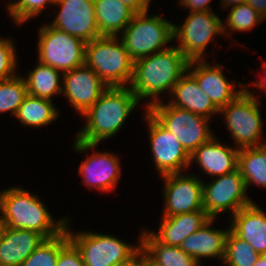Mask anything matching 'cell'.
<instances>
[{"label":"cell","mask_w":266,"mask_h":266,"mask_svg":"<svg viewBox=\"0 0 266 266\" xmlns=\"http://www.w3.org/2000/svg\"><path fill=\"white\" fill-rule=\"evenodd\" d=\"M238 154V148L222 144L214 135L190 155L189 167L195 163L203 175L222 176L238 169Z\"/></svg>","instance_id":"ac0fdd59"},{"label":"cell","mask_w":266,"mask_h":266,"mask_svg":"<svg viewBox=\"0 0 266 266\" xmlns=\"http://www.w3.org/2000/svg\"><path fill=\"white\" fill-rule=\"evenodd\" d=\"M230 219V230L258 254H266V211L255 201L237 211Z\"/></svg>","instance_id":"ffe728a7"},{"label":"cell","mask_w":266,"mask_h":266,"mask_svg":"<svg viewBox=\"0 0 266 266\" xmlns=\"http://www.w3.org/2000/svg\"><path fill=\"white\" fill-rule=\"evenodd\" d=\"M228 10L229 12L223 22V33L225 38L230 36L229 38L231 39V33L233 34V32H249L265 21L248 3L229 7Z\"/></svg>","instance_id":"f1b7e54d"},{"label":"cell","mask_w":266,"mask_h":266,"mask_svg":"<svg viewBox=\"0 0 266 266\" xmlns=\"http://www.w3.org/2000/svg\"><path fill=\"white\" fill-rule=\"evenodd\" d=\"M247 3L266 19V0H247Z\"/></svg>","instance_id":"74e56055"},{"label":"cell","mask_w":266,"mask_h":266,"mask_svg":"<svg viewBox=\"0 0 266 266\" xmlns=\"http://www.w3.org/2000/svg\"><path fill=\"white\" fill-rule=\"evenodd\" d=\"M143 266H156L154 264H152L145 256L144 254V265Z\"/></svg>","instance_id":"f6af8a7d"},{"label":"cell","mask_w":266,"mask_h":266,"mask_svg":"<svg viewBox=\"0 0 266 266\" xmlns=\"http://www.w3.org/2000/svg\"><path fill=\"white\" fill-rule=\"evenodd\" d=\"M58 110L53 101L27 94L15 119H18L21 126L41 129L60 117Z\"/></svg>","instance_id":"484cf974"},{"label":"cell","mask_w":266,"mask_h":266,"mask_svg":"<svg viewBox=\"0 0 266 266\" xmlns=\"http://www.w3.org/2000/svg\"><path fill=\"white\" fill-rule=\"evenodd\" d=\"M54 0H18L7 12L15 26H20L43 13Z\"/></svg>","instance_id":"d6a6232c"},{"label":"cell","mask_w":266,"mask_h":266,"mask_svg":"<svg viewBox=\"0 0 266 266\" xmlns=\"http://www.w3.org/2000/svg\"><path fill=\"white\" fill-rule=\"evenodd\" d=\"M261 69L265 71V69H266V61L263 62V64L261 65ZM264 73H266V72L262 73L264 76L262 75L260 80H254L253 79V81H252L253 83L251 82L249 84L250 86L256 87L257 90L258 89H260L261 91L263 90L262 93L266 91V75Z\"/></svg>","instance_id":"ab89813d"},{"label":"cell","mask_w":266,"mask_h":266,"mask_svg":"<svg viewBox=\"0 0 266 266\" xmlns=\"http://www.w3.org/2000/svg\"><path fill=\"white\" fill-rule=\"evenodd\" d=\"M259 257L260 254L254 251L248 242L229 231L222 261L224 266H254Z\"/></svg>","instance_id":"4dcf8cb0"},{"label":"cell","mask_w":266,"mask_h":266,"mask_svg":"<svg viewBox=\"0 0 266 266\" xmlns=\"http://www.w3.org/2000/svg\"><path fill=\"white\" fill-rule=\"evenodd\" d=\"M170 95L167 103L171 106L189 110L210 120L219 114V110L188 71L175 84Z\"/></svg>","instance_id":"44dd1931"},{"label":"cell","mask_w":266,"mask_h":266,"mask_svg":"<svg viewBox=\"0 0 266 266\" xmlns=\"http://www.w3.org/2000/svg\"><path fill=\"white\" fill-rule=\"evenodd\" d=\"M238 169L247 191L253 185L266 189V144L239 149Z\"/></svg>","instance_id":"83f0119b"},{"label":"cell","mask_w":266,"mask_h":266,"mask_svg":"<svg viewBox=\"0 0 266 266\" xmlns=\"http://www.w3.org/2000/svg\"><path fill=\"white\" fill-rule=\"evenodd\" d=\"M74 141V151L87 155L78 167V173L81 174V179L83 178L82 186L92 190L96 189L100 193H111L115 190L122 175L121 161L118 155L114 154V151H96L99 144L80 142L77 139ZM91 150L92 153H90Z\"/></svg>","instance_id":"7c38bea8"},{"label":"cell","mask_w":266,"mask_h":266,"mask_svg":"<svg viewBox=\"0 0 266 266\" xmlns=\"http://www.w3.org/2000/svg\"><path fill=\"white\" fill-rule=\"evenodd\" d=\"M212 0H178V4L189 11H213L209 5Z\"/></svg>","instance_id":"d590c367"},{"label":"cell","mask_w":266,"mask_h":266,"mask_svg":"<svg viewBox=\"0 0 266 266\" xmlns=\"http://www.w3.org/2000/svg\"><path fill=\"white\" fill-rule=\"evenodd\" d=\"M141 250L146 258L156 266H201L180 247L159 242L149 232V227L141 231Z\"/></svg>","instance_id":"d4e9b609"},{"label":"cell","mask_w":266,"mask_h":266,"mask_svg":"<svg viewBox=\"0 0 266 266\" xmlns=\"http://www.w3.org/2000/svg\"><path fill=\"white\" fill-rule=\"evenodd\" d=\"M53 28L75 36L84 42L100 37L96 24L94 0H57Z\"/></svg>","instance_id":"9a60e30c"},{"label":"cell","mask_w":266,"mask_h":266,"mask_svg":"<svg viewBox=\"0 0 266 266\" xmlns=\"http://www.w3.org/2000/svg\"><path fill=\"white\" fill-rule=\"evenodd\" d=\"M45 239L33 230L6 227L0 244V266H21Z\"/></svg>","instance_id":"7402d4cb"},{"label":"cell","mask_w":266,"mask_h":266,"mask_svg":"<svg viewBox=\"0 0 266 266\" xmlns=\"http://www.w3.org/2000/svg\"><path fill=\"white\" fill-rule=\"evenodd\" d=\"M71 218L67 220L65 229L69 240L80 251L85 266H117L129 261L141 250V234L137 244L119 239L118 236L95 231H72ZM132 244V245H131Z\"/></svg>","instance_id":"8992f818"},{"label":"cell","mask_w":266,"mask_h":266,"mask_svg":"<svg viewBox=\"0 0 266 266\" xmlns=\"http://www.w3.org/2000/svg\"><path fill=\"white\" fill-rule=\"evenodd\" d=\"M13 38L2 37L0 39V80L10 79L18 74V57Z\"/></svg>","instance_id":"836d02e7"},{"label":"cell","mask_w":266,"mask_h":266,"mask_svg":"<svg viewBox=\"0 0 266 266\" xmlns=\"http://www.w3.org/2000/svg\"><path fill=\"white\" fill-rule=\"evenodd\" d=\"M94 7L100 36H119L135 15L120 0H94Z\"/></svg>","instance_id":"cb8c5ba5"},{"label":"cell","mask_w":266,"mask_h":266,"mask_svg":"<svg viewBox=\"0 0 266 266\" xmlns=\"http://www.w3.org/2000/svg\"><path fill=\"white\" fill-rule=\"evenodd\" d=\"M144 265V252L140 250L129 261L118 264L117 266H143Z\"/></svg>","instance_id":"f35d334b"},{"label":"cell","mask_w":266,"mask_h":266,"mask_svg":"<svg viewBox=\"0 0 266 266\" xmlns=\"http://www.w3.org/2000/svg\"><path fill=\"white\" fill-rule=\"evenodd\" d=\"M38 30L37 61L62 73L84 65L86 42L48 23Z\"/></svg>","instance_id":"30bf717a"},{"label":"cell","mask_w":266,"mask_h":266,"mask_svg":"<svg viewBox=\"0 0 266 266\" xmlns=\"http://www.w3.org/2000/svg\"><path fill=\"white\" fill-rule=\"evenodd\" d=\"M140 102L129 87H109L81 116L84 126L75 139L89 144H100L116 136Z\"/></svg>","instance_id":"7a4b0ae2"},{"label":"cell","mask_w":266,"mask_h":266,"mask_svg":"<svg viewBox=\"0 0 266 266\" xmlns=\"http://www.w3.org/2000/svg\"><path fill=\"white\" fill-rule=\"evenodd\" d=\"M18 0H13V1H11V0H9L8 1V4H6L7 5V7H6V11L8 12L10 9H11V7L12 6H14V4L17 2Z\"/></svg>","instance_id":"ee69618b"},{"label":"cell","mask_w":266,"mask_h":266,"mask_svg":"<svg viewBox=\"0 0 266 266\" xmlns=\"http://www.w3.org/2000/svg\"><path fill=\"white\" fill-rule=\"evenodd\" d=\"M69 241L66 229L56 237L45 239L21 266H56L59 251Z\"/></svg>","instance_id":"1f68e13d"},{"label":"cell","mask_w":266,"mask_h":266,"mask_svg":"<svg viewBox=\"0 0 266 266\" xmlns=\"http://www.w3.org/2000/svg\"><path fill=\"white\" fill-rule=\"evenodd\" d=\"M216 219L210 218L203 226H201L193 234L186 237L180 248L190 256H192L201 266L203 258H212L222 261L225 255L226 238L230 231L228 229L213 228Z\"/></svg>","instance_id":"d6986e66"},{"label":"cell","mask_w":266,"mask_h":266,"mask_svg":"<svg viewBox=\"0 0 266 266\" xmlns=\"http://www.w3.org/2000/svg\"><path fill=\"white\" fill-rule=\"evenodd\" d=\"M36 64L23 76L28 94L53 101L56 94H62L63 73L39 61Z\"/></svg>","instance_id":"4316f807"},{"label":"cell","mask_w":266,"mask_h":266,"mask_svg":"<svg viewBox=\"0 0 266 266\" xmlns=\"http://www.w3.org/2000/svg\"><path fill=\"white\" fill-rule=\"evenodd\" d=\"M189 60L173 44L165 50L156 52L134 62L130 90L145 109L162 101V94L170 96L175 84L187 71ZM161 95V96H160ZM144 99V100H143ZM150 99V100H148Z\"/></svg>","instance_id":"6da1fadb"},{"label":"cell","mask_w":266,"mask_h":266,"mask_svg":"<svg viewBox=\"0 0 266 266\" xmlns=\"http://www.w3.org/2000/svg\"><path fill=\"white\" fill-rule=\"evenodd\" d=\"M27 94L23 75L18 73L10 79L0 80V113L8 112L15 117Z\"/></svg>","instance_id":"f546056e"},{"label":"cell","mask_w":266,"mask_h":266,"mask_svg":"<svg viewBox=\"0 0 266 266\" xmlns=\"http://www.w3.org/2000/svg\"><path fill=\"white\" fill-rule=\"evenodd\" d=\"M125 5H127L129 8H131L135 13H141L147 10H150L149 8L151 0H120Z\"/></svg>","instance_id":"8d00e7d4"},{"label":"cell","mask_w":266,"mask_h":266,"mask_svg":"<svg viewBox=\"0 0 266 266\" xmlns=\"http://www.w3.org/2000/svg\"><path fill=\"white\" fill-rule=\"evenodd\" d=\"M182 172L161 176L164 184L162 217L203 210V179L196 173Z\"/></svg>","instance_id":"5bb4252c"},{"label":"cell","mask_w":266,"mask_h":266,"mask_svg":"<svg viewBox=\"0 0 266 266\" xmlns=\"http://www.w3.org/2000/svg\"><path fill=\"white\" fill-rule=\"evenodd\" d=\"M245 90L233 101L219 110V115L227 126L234 147L238 149L256 147L266 144L263 133V118L261 116V95L256 97L247 83ZM264 140V141H263Z\"/></svg>","instance_id":"277c9868"},{"label":"cell","mask_w":266,"mask_h":266,"mask_svg":"<svg viewBox=\"0 0 266 266\" xmlns=\"http://www.w3.org/2000/svg\"><path fill=\"white\" fill-rule=\"evenodd\" d=\"M84 64L108 87H129L131 83L134 61L119 36H100L87 42Z\"/></svg>","instance_id":"5b68a950"},{"label":"cell","mask_w":266,"mask_h":266,"mask_svg":"<svg viewBox=\"0 0 266 266\" xmlns=\"http://www.w3.org/2000/svg\"><path fill=\"white\" fill-rule=\"evenodd\" d=\"M210 180L209 183L203 180V210L209 218L217 219L228 211L232 217L237 211L254 202L248 196L245 180L239 169Z\"/></svg>","instance_id":"8fae6325"},{"label":"cell","mask_w":266,"mask_h":266,"mask_svg":"<svg viewBox=\"0 0 266 266\" xmlns=\"http://www.w3.org/2000/svg\"><path fill=\"white\" fill-rule=\"evenodd\" d=\"M38 197L19 185L0 190V218L6 227L33 230L46 239L62 233L68 216L55 219Z\"/></svg>","instance_id":"3957f363"},{"label":"cell","mask_w":266,"mask_h":266,"mask_svg":"<svg viewBox=\"0 0 266 266\" xmlns=\"http://www.w3.org/2000/svg\"><path fill=\"white\" fill-rule=\"evenodd\" d=\"M5 230H6V225L0 218V244H1L2 238L4 236Z\"/></svg>","instance_id":"7bdbcfd3"},{"label":"cell","mask_w":266,"mask_h":266,"mask_svg":"<svg viewBox=\"0 0 266 266\" xmlns=\"http://www.w3.org/2000/svg\"><path fill=\"white\" fill-rule=\"evenodd\" d=\"M62 94L77 113L82 116L109 88L85 64L63 73Z\"/></svg>","instance_id":"e0dca14e"},{"label":"cell","mask_w":266,"mask_h":266,"mask_svg":"<svg viewBox=\"0 0 266 266\" xmlns=\"http://www.w3.org/2000/svg\"><path fill=\"white\" fill-rule=\"evenodd\" d=\"M56 266H85L80 251L71 241L59 251Z\"/></svg>","instance_id":"e575fe53"},{"label":"cell","mask_w":266,"mask_h":266,"mask_svg":"<svg viewBox=\"0 0 266 266\" xmlns=\"http://www.w3.org/2000/svg\"><path fill=\"white\" fill-rule=\"evenodd\" d=\"M205 60L189 61L187 71L196 79L199 87L208 95L213 105L220 110L245 90V84L229 81L219 63ZM240 86L239 89L237 87Z\"/></svg>","instance_id":"2e32d148"},{"label":"cell","mask_w":266,"mask_h":266,"mask_svg":"<svg viewBox=\"0 0 266 266\" xmlns=\"http://www.w3.org/2000/svg\"><path fill=\"white\" fill-rule=\"evenodd\" d=\"M213 11H189L183 23H173L175 46L189 60H205L209 43L224 37L223 21ZM216 35V36H215Z\"/></svg>","instance_id":"9c48e42d"},{"label":"cell","mask_w":266,"mask_h":266,"mask_svg":"<svg viewBox=\"0 0 266 266\" xmlns=\"http://www.w3.org/2000/svg\"><path fill=\"white\" fill-rule=\"evenodd\" d=\"M165 129L173 133L186 152L191 155L205 144L214 132L208 118L189 110L171 106L163 100L146 109Z\"/></svg>","instance_id":"ba28073f"},{"label":"cell","mask_w":266,"mask_h":266,"mask_svg":"<svg viewBox=\"0 0 266 266\" xmlns=\"http://www.w3.org/2000/svg\"><path fill=\"white\" fill-rule=\"evenodd\" d=\"M209 219L205 211L161 217L158 231L149 232L163 244L180 247L186 237L197 231Z\"/></svg>","instance_id":"603a6c76"},{"label":"cell","mask_w":266,"mask_h":266,"mask_svg":"<svg viewBox=\"0 0 266 266\" xmlns=\"http://www.w3.org/2000/svg\"><path fill=\"white\" fill-rule=\"evenodd\" d=\"M144 122L148 130L151 159L158 176L182 173L189 169L190 155L177 137L165 129L145 108Z\"/></svg>","instance_id":"4fadbf2b"},{"label":"cell","mask_w":266,"mask_h":266,"mask_svg":"<svg viewBox=\"0 0 266 266\" xmlns=\"http://www.w3.org/2000/svg\"><path fill=\"white\" fill-rule=\"evenodd\" d=\"M254 266H266V254L260 255Z\"/></svg>","instance_id":"b9f144b4"},{"label":"cell","mask_w":266,"mask_h":266,"mask_svg":"<svg viewBox=\"0 0 266 266\" xmlns=\"http://www.w3.org/2000/svg\"><path fill=\"white\" fill-rule=\"evenodd\" d=\"M119 37L134 62L165 50L170 47L168 43L175 42L172 21L158 14L149 15V10L135 13Z\"/></svg>","instance_id":"52a82bcc"},{"label":"cell","mask_w":266,"mask_h":266,"mask_svg":"<svg viewBox=\"0 0 266 266\" xmlns=\"http://www.w3.org/2000/svg\"><path fill=\"white\" fill-rule=\"evenodd\" d=\"M247 3V0H220L222 10H226L229 7Z\"/></svg>","instance_id":"60d3db41"}]
</instances>
